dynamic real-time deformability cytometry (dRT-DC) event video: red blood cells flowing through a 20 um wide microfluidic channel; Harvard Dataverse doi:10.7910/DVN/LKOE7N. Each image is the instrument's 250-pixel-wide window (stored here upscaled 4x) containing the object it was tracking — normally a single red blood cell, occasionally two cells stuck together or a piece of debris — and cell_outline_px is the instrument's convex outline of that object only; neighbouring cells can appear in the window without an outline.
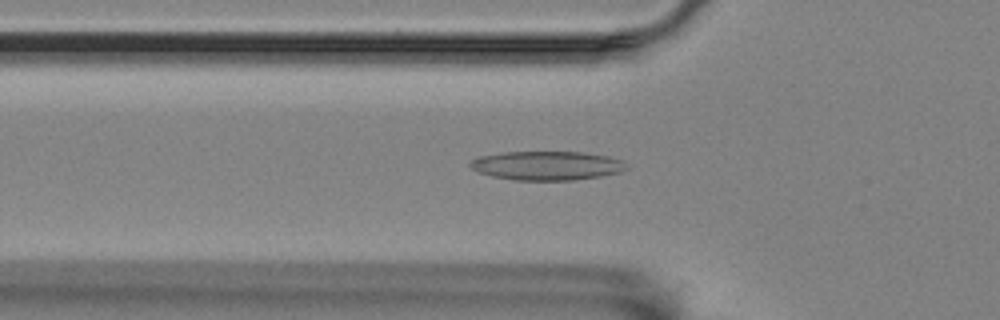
{"species": "Egyptian fruit bat (a non-hibernating species)", "species_latin": "Rousettus aegyptiacus", "temperature_condition": "room temperature", "stored_images_in_passage": 57, "segment_of_instrument_passage": [1, 2], "camera_frame_rate_fps": 3000, "um_per_image_px": 0.085, "animal": {"sex": "female"}, "frame": {"image": 1, "passage_image": 18, "time_ms": 5.667, "image_size_px": [1000, 320], "cell_outline_px": [[628, 168], [620, 172], [600, 176], [572, 180], [516, 180], [492, 176], [476, 172], [468, 164], [476, 156], [504, 152], [580, 152], [608, 156], [624, 160]], "centroid_in_image_um": [46.46, 14.07], "position_along_channel_um": 79.3, "area_um2": 26.47}}
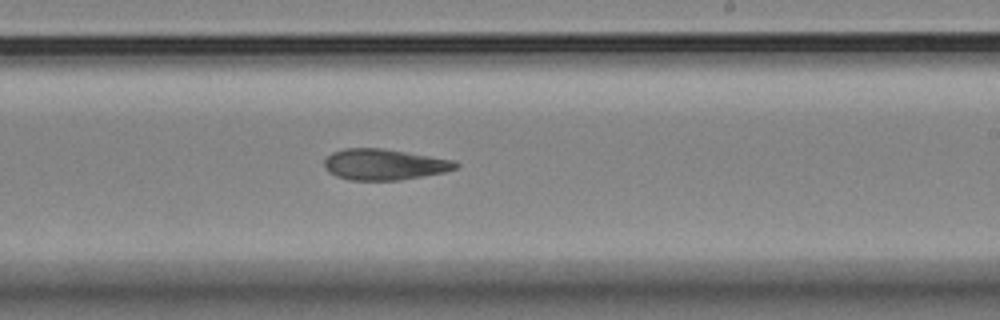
{"frame": {"image": 2, "passage_image": 33, "time_ms": 10.667, "image_size_px": [1000, 320], "cell_outline_px": [[460, 164], [456, 168], [444, 172], [400, 180], [352, 180], [336, 176], [324, 164], [324, 160], [332, 152], [344, 148], [380, 148], [456, 160]], "centroid_in_image_um": [32.69, 13.97], "position_along_channel_um": 256.3, "area_um2": 23.47}}
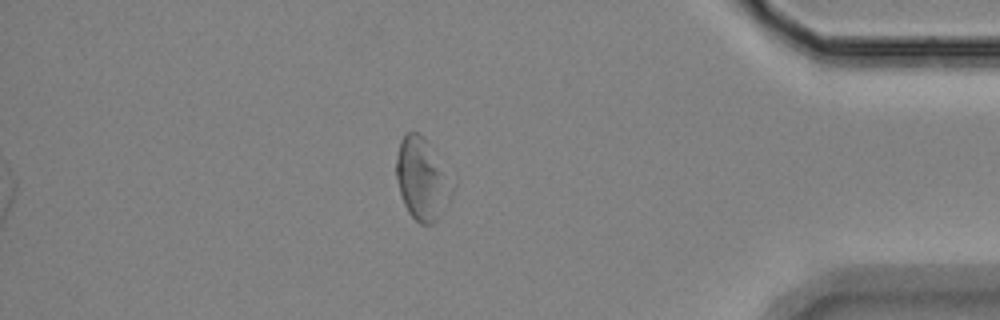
{"frame": {"image": 3, "passage_image": 48, "time_ms": 15.667, "image_size_px": [1000, 320], "cell_outline_px": [[436, 220], [432, 224], [420, 224], [408, 212], [404, 204], [400, 192], [396, 176], [396, 156], [400, 140], [408, 132], [416, 132], [424, 140], [436, 168]], "centroid_in_image_um": [35.44, 15.15], "position_along_channel_um": 399.8, "area_um2": 20.81}}